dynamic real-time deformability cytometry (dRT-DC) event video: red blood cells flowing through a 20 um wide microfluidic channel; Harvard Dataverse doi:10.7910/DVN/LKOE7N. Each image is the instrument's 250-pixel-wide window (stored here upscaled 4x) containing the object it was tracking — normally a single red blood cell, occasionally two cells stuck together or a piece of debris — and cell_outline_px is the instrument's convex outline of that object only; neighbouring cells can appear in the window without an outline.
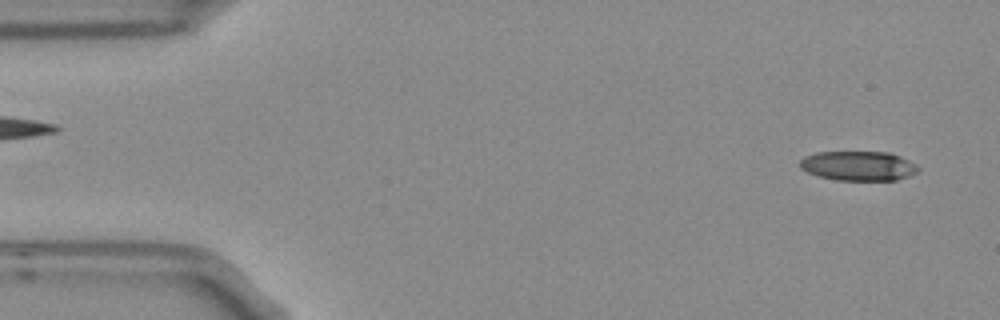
{"species": "Egyptian fruit bat (a non-hibernating species)", "species_latin": "Rousettus aegyptiacus", "temperature_condition": "room temperature", "stored_images_in_passage": 2, "camera_frame_rate_fps": 3000, "um_per_image_px": 0.085, "frame": {"image": 1, "passage_image": 2, "time_ms": 0.333, "image_size_px": [1000, 320], "cell_outline_px": [[920, 168], [916, 172], [908, 176], [896, 180], [836, 180], [820, 176], [808, 172], [800, 168], [800, 160], [804, 156], [816, 152], [888, 152], [900, 156], [916, 164]], "centroid_in_image_um": [72.96, 14.09], "position_along_channel_um": 12.0, "area_um2": 20.29}}